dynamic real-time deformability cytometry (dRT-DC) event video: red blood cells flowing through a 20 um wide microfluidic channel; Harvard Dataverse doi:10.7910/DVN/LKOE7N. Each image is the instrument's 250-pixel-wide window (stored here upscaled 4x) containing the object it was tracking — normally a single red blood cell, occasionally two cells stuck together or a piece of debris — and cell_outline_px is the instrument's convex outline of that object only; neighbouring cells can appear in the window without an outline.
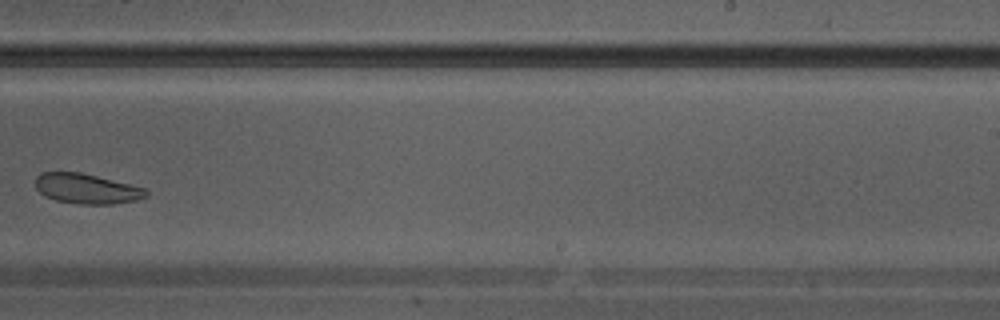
{"species": "Egyptian fruit bat (a non-hibernating species)", "species_latin": "Rousettus aegyptiacus", "temperature_condition": "warm", "stored_images_in_passage": 25, "camera_frame_rate_fps": 3000, "um_per_image_px": 0.085, "animal": {"sex": "male"}, "frame": {"image": 1, "passage_image": 15, "time_ms": 4.667, "image_size_px": [1000, 320], "cell_outline_px": [[148, 196], [136, 200], [112, 204], [80, 204], [56, 200], [44, 196], [36, 188], [36, 176], [40, 172], [80, 172], [144, 188], [148, 192]], "centroid_in_image_um": [7.34, 16.04], "position_along_channel_um": 281.7, "area_um2": 19.19}}